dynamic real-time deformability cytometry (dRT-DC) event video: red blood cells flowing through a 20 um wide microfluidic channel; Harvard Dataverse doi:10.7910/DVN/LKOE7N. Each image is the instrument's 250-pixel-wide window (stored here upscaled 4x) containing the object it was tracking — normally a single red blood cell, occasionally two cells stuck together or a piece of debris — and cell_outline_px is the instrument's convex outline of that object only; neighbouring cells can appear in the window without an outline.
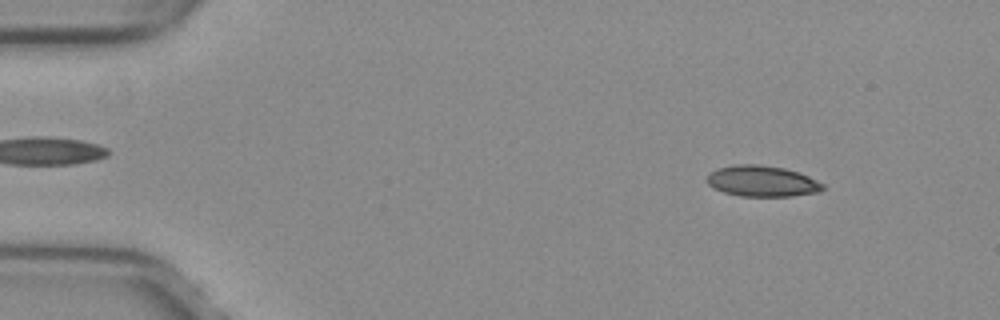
{"species": "common noctule bat (a hibernating species)", "species_latin": "Nyctalus noctula", "temperature_condition": "warm", "stored_images_in_passage": 52, "camera_frame_rate_fps": 3000, "um_per_image_px": 0.085, "animal": {"sex": "female", "body_mass_g": 29.2, "forearm_length_mm": 56.3}, "frame": {"image": 1, "passage_image": 6, "time_ms": 1.667, "image_size_px": [1000, 320], "cell_outline_px": [[824, 188], [816, 192], [792, 196], [740, 196], [724, 192], [708, 184], [708, 176], [716, 168], [732, 164], [756, 164], [784, 168], [800, 172], [824, 184]], "centroid_in_image_um": [64.78, 15.38], "position_along_channel_um": 20.2, "area_um2": 20.75}}
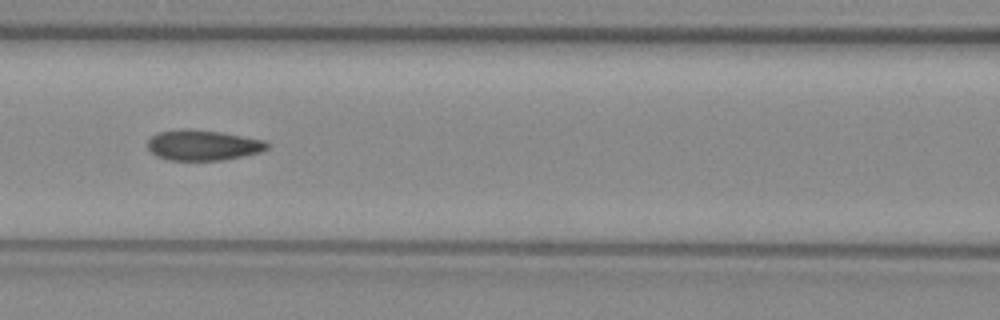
{"frame": {"image": 2, "passage_image": 23, "time_ms": 7.333, "image_size_px": [1000, 320], "cell_outline_px": [[268, 148], [260, 152], [224, 160], [168, 160], [156, 156], [148, 148], [148, 140], [152, 136], [160, 132], [220, 132], [264, 140], [268, 144]], "centroid_in_image_um": [17.29, 12.4], "position_along_channel_um": 149.3, "area_um2": 20.17}}
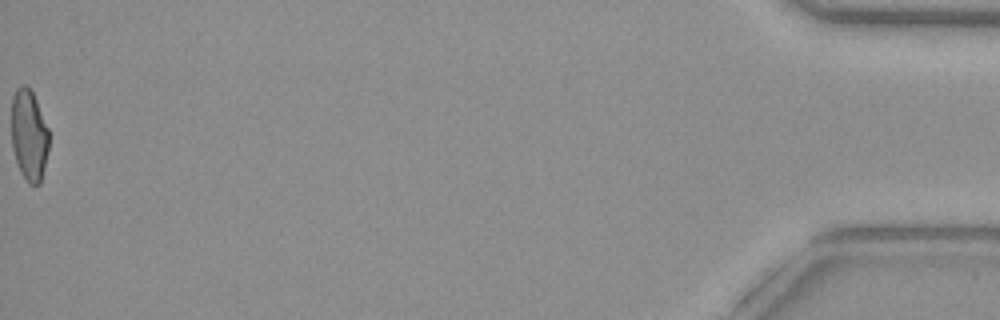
{"frame": {"image": 3, "passage_image": 52, "time_ms": 17.0, "image_size_px": [1000, 320], "cell_outline_px": [[48, 148], [44, 168], [40, 184], [28, 184], [20, 172], [12, 148], [12, 96], [16, 88], [20, 84], [24, 84], [32, 92], [36, 100], [48, 128]], "centroid_in_image_um": [2.45, 11.49], "position_along_channel_um": 432.7, "area_um2": 19.83}, "authors_computed_cell_mechanics": {"area_um2": 21.0681, "velocity_mm_per_s": 4.0257, "shape_relaxation_time_tau1_ms": null, "shape_relaxation_time_tau2_ms": 1.8625, "deformation_change_tau1": null, "deformation_change_tau2": 0.0691}}